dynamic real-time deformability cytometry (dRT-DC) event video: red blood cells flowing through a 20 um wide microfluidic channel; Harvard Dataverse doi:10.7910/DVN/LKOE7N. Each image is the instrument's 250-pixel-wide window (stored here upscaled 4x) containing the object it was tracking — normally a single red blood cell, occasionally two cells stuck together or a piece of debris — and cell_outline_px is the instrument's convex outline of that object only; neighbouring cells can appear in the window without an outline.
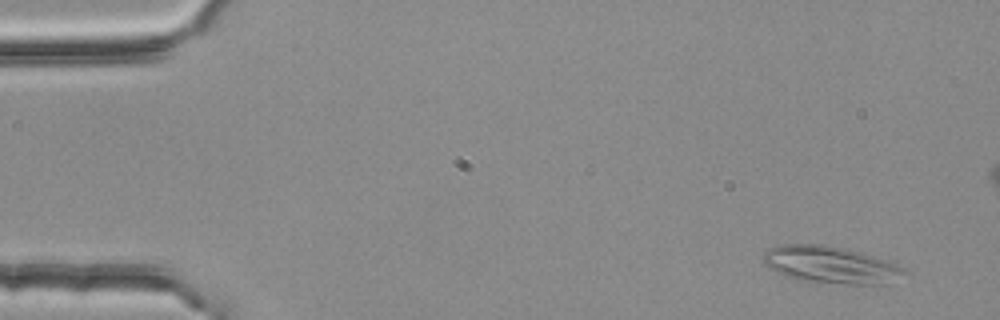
{"species": "common noctule bat (a hibernating species)", "species_latin": "Nyctalus noctula", "temperature_condition": "room temperature", "stored_images_in_passage": 5, "camera_frame_rate_fps": 3000, "um_per_image_px": 0.085, "animal": {"sex": "female", "body_mass_g": 25.1}, "frame": {"image": 1, "passage_image": 1, "time_ms": 0.0, "image_size_px": [1000, 320], "cell_outline_px": [[912, 280], [888, 284], [848, 284], [784, 276], [764, 264], [760, 256], [768, 248], [780, 244], [824, 244], [860, 252], [896, 264], [904, 268], [908, 272]], "centroid_in_image_um": [70.73, 22.51], "position_along_channel_um": 14.3, "area_um2": 30.75}}